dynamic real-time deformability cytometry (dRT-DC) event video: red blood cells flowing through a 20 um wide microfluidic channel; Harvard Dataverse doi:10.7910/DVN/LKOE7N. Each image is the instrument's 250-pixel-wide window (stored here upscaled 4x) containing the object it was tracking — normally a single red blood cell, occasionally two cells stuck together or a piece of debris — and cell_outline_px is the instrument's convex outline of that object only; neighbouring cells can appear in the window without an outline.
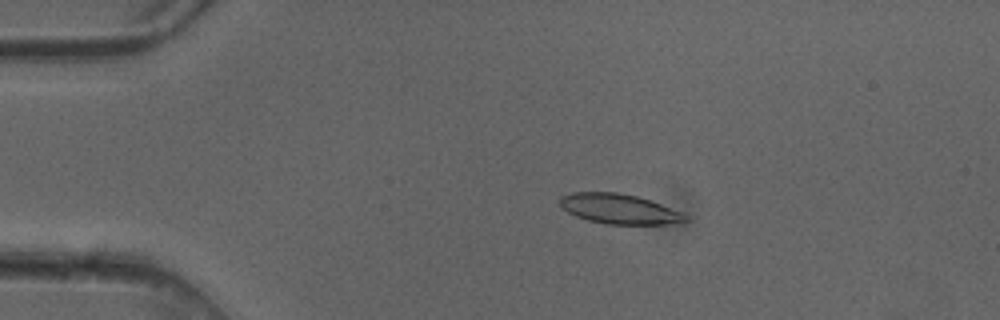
{"species": "common noctule bat (a hibernating species)", "species_latin": "Nyctalus noctula", "temperature_condition": "cold", "stored_images_in_passage": 5, "camera_frame_rate_fps": 3000, "um_per_image_px": 0.085, "animal": {"sex": "female"}, "frame": {"image": 1, "passage_image": 2, "time_ms": 0.333, "image_size_px": [1000, 320], "cell_outline_px": [[688, 220], [664, 224], [608, 224], [588, 220], [576, 216], [568, 212], [560, 204], [560, 196], [572, 192], [616, 192], [636, 196], [684, 212], [688, 216]], "centroid_in_image_um": [52.63, 17.75], "position_along_channel_um": 32.4, "area_um2": 21.68}}
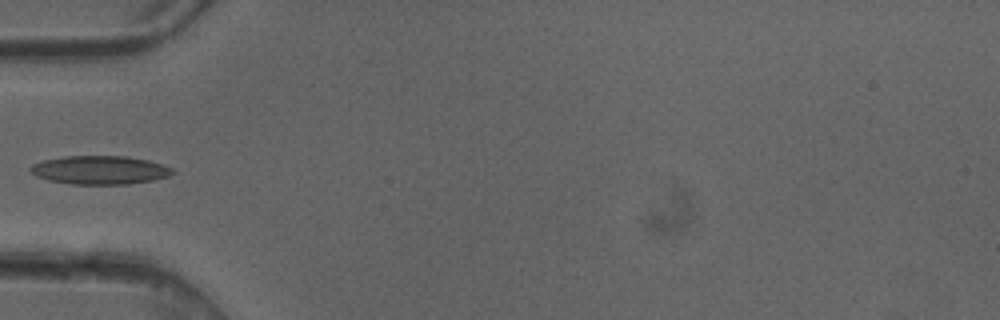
{"frame": {"image": 2, "passage_image": 4, "time_ms": 1.0, "image_size_px": [1000, 320], "cell_outline_px": [[176, 172], [168, 176], [152, 180], [128, 184], [72, 184], [48, 180], [36, 176], [28, 168], [32, 164], [44, 160], [64, 156], [128, 156], [148, 160], [172, 168]], "centroid_in_image_um": [8.48, 14.45], "position_along_channel_um": 76.5, "area_um2": 23.58}}
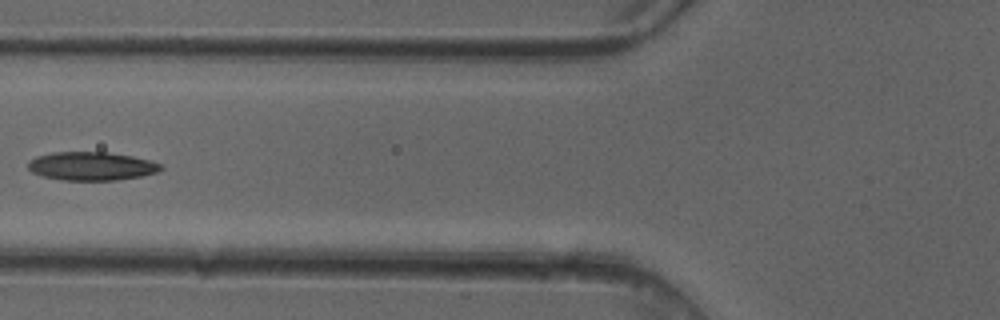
{"frame": {"image": 3, "passage_image": 5, "time_ms": 1.333, "image_size_px": [1000, 320], "cell_outline_px": [[164, 168], [156, 172], [140, 176], [116, 180], [60, 180], [44, 176], [32, 172], [28, 168], [28, 160], [36, 156], [52, 152], [108, 152], [132, 156], [148, 160], [160, 164]], "centroid_in_image_um": [7.74, 14.11], "position_along_channel_um": 118.1, "area_um2": 21.96}}